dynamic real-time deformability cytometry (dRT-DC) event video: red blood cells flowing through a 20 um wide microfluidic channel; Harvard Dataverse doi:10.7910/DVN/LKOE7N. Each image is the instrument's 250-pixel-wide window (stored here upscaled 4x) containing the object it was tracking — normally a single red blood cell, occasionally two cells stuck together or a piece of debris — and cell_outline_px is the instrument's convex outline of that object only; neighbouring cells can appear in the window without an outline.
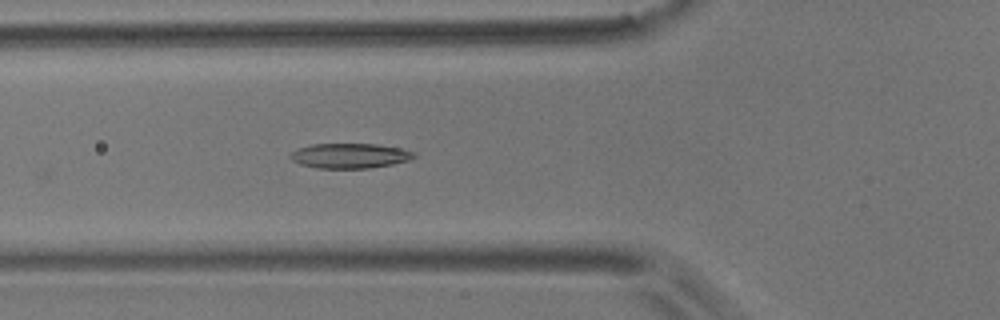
{"species": "common noctule bat (a hibernating species)", "species_latin": "Nyctalus noctula", "temperature_condition": "room temperature", "stored_images_in_passage": 6, "camera_frame_rate_fps": 3000, "um_per_image_px": 0.085, "animal": {"sex": "male", "body_mass_g": 17.9}, "frame": {"image": 1, "passage_image": 6, "time_ms": 7.0, "image_size_px": [1000, 320], "cell_outline_px": [[416, 156], [408, 160], [392, 164], [368, 168], [316, 168], [300, 164], [292, 160], [288, 156], [296, 148], [312, 144], [376, 144], [400, 148], [416, 152]], "centroid_in_image_um": [29.71, 13.23], "position_along_channel_um": 96.1, "area_um2": 17.98}}